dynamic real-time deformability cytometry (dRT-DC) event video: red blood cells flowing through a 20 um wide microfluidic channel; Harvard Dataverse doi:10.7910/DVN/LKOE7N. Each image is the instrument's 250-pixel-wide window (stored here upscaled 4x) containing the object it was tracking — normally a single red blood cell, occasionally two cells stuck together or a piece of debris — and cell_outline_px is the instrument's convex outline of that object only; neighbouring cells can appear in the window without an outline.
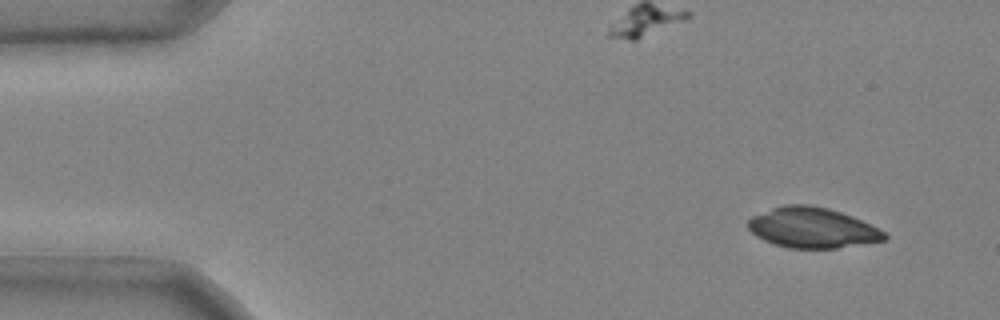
{"species": "common noctule bat (a hibernating species)", "species_latin": "Nyctalus noctula", "temperature_condition": "cold", "stored_images_in_passage": 4, "segment_of_instrument_passage": [1, 2], "camera_frame_rate_fps": 3000, "um_per_image_px": 0.085, "animal": {"sex": "male", "body_mass_g": 20.4}, "frame": {"image": 1, "passage_image": 1, "time_ms": 0.0, "image_size_px": [1000, 320], "cell_outline_px": [[888, 240], [836, 248], [788, 248], [764, 240], [756, 236], [748, 228], [748, 220], [752, 216], [772, 208], [784, 204], [812, 204], [828, 208], [852, 216], [888, 232]], "centroid_in_image_um": [69.09, 19.35], "position_along_channel_um": 15.9, "area_um2": 32.25}}